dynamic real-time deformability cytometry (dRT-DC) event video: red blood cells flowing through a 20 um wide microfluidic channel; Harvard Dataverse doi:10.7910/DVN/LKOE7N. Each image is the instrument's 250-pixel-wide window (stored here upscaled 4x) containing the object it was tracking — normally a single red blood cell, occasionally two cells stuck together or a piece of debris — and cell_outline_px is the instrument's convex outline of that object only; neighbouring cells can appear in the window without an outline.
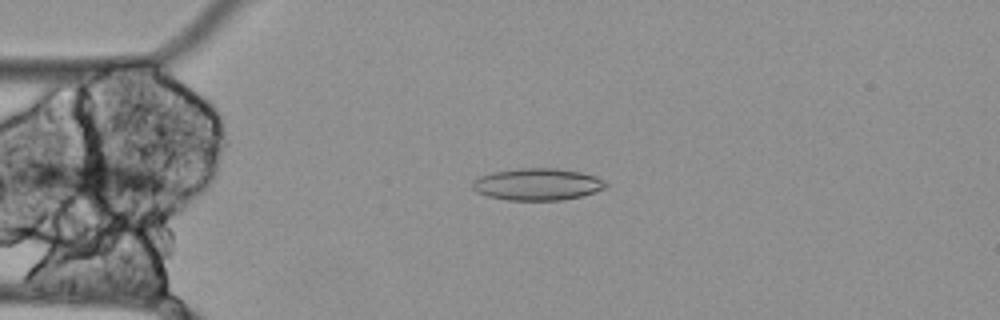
{"species": "Egyptian fruit bat (a non-hibernating species)", "species_latin": "Rousettus aegyptiacus", "temperature_condition": "cold", "stored_images_in_passage": 40, "camera_frame_rate_fps": 3000, "um_per_image_px": 0.085, "animal": {"sex": "female"}, "frame": {"image": 1, "passage_image": 1, "time_ms": 0.0, "image_size_px": [1000, 320], "cell_outline_px": [[608, 188], [596, 192], [580, 196], [560, 200], [508, 200], [488, 196], [476, 192], [472, 188], [472, 184], [480, 176], [492, 172], [520, 168], [556, 168], [580, 172], [596, 176], [604, 180], [608, 184]], "centroid_in_image_um": [45.72, 15.66], "position_along_channel_um": 39.3, "area_um2": 24.85}}
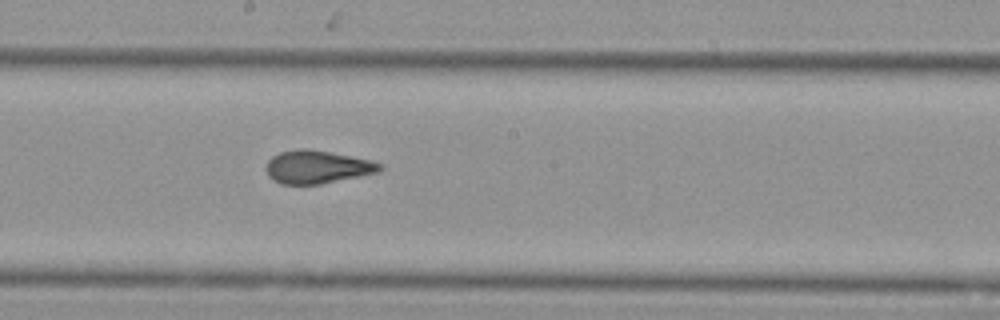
{"frame": {"image": 2, "passage_image": 18, "time_ms": 5.667, "image_size_px": [1000, 320], "cell_outline_px": [[384, 168], [380, 172], [320, 184], [280, 184], [272, 180], [268, 176], [264, 168], [268, 160], [272, 156], [280, 152], [300, 148], [308, 148], [372, 160], [384, 164]], "centroid_in_image_um": [26.96, 14.19], "position_along_channel_um": 221.2, "area_um2": 22.2}}
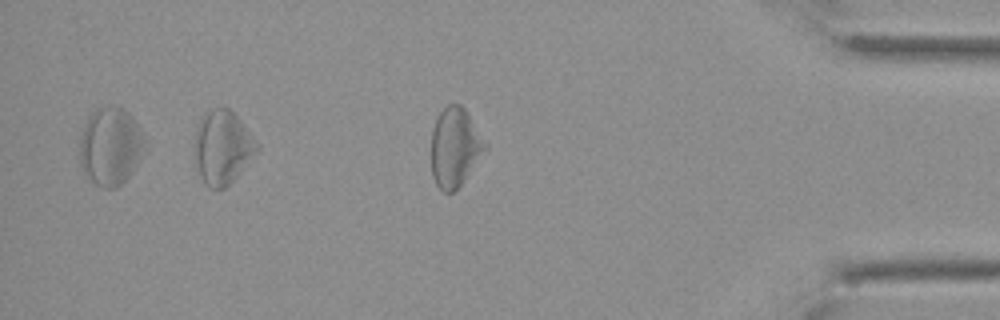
{"frame": {"image": 3, "passage_image": 36, "time_ms": 11.667, "image_size_px": [1000, 320], "cell_outline_px": [[260, 148], [240, 172], [224, 188], [212, 188], [204, 184], [200, 176], [196, 164], [192, 144], [196, 128], [200, 116], [204, 112], [212, 108], [228, 108], [240, 120], [260, 144]], "centroid_in_image_um": [18.87, 12.49], "position_along_channel_um": 416.3, "area_um2": 26.99}, "authors_computed_cell_mechanics": {"area_um2": 23.1778, "velocity_mm_per_s": 3.4412, "shape_relaxation_time_tau1_ms": null, "shape_relaxation_time_tau2_ms": 3.103, "deformation_change_tau1": null, "deformation_change_tau2": 0.1096}}